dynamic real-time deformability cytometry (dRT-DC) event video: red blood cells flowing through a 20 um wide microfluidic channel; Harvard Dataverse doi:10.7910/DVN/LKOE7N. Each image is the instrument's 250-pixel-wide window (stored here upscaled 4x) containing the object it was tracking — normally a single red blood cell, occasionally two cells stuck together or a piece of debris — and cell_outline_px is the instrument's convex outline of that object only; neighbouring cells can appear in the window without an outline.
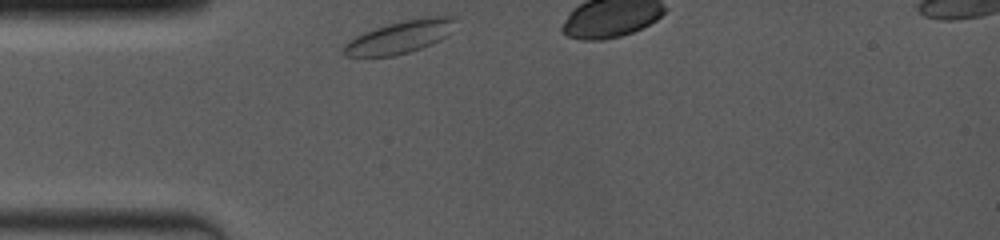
{"species": "common noctule bat (a hibernating species)", "species_latin": "Nyctalus noctula", "temperature_condition": "room temperature", "stored_images_in_passage": 7, "segment_of_instrument_passage": [1, 2], "camera_frame_rate_fps": 4000, "um_per_image_px": 0.085, "animal": {"sex": "female", "body_mass_g": 19.0, "forearm_length_mm": 53.3}, "frame": {"image": 1, "passage_image": 1, "time_ms": 0.0, "image_size_px": [1000, 240], "cell_outline_px": [[456, 20], [452, 32], [448, 36], [432, 44], [396, 56], [344, 56], [344, 44], [348, 40], [364, 32], [384, 24], [424, 16], [452, 16]], "centroid_in_image_um": [34.02, 3.12], "position_along_channel_um": 51.0, "area_um2": 21.44}}
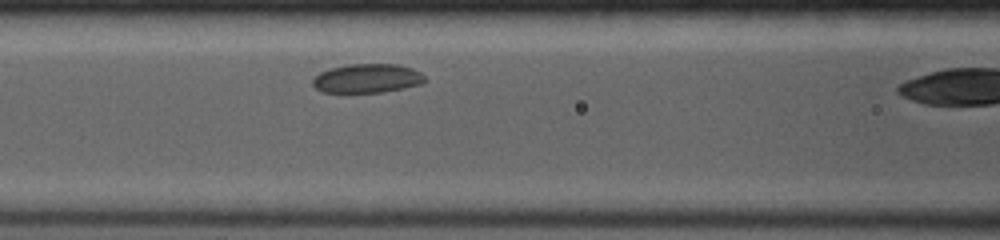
{"frame": {"image": 2, "passage_image": 6, "time_ms": 2.5, "image_size_px": [1000, 240], "cell_outline_px": [[428, 80], [424, 84], [404, 88], [380, 92], [320, 92], [312, 84], [312, 80], [320, 72], [328, 68], [348, 64], [396, 64], [412, 68], [420, 72]], "centroid_in_image_um": [31.23, 6.66], "position_along_channel_um": 135.4, "area_um2": 19.13}}